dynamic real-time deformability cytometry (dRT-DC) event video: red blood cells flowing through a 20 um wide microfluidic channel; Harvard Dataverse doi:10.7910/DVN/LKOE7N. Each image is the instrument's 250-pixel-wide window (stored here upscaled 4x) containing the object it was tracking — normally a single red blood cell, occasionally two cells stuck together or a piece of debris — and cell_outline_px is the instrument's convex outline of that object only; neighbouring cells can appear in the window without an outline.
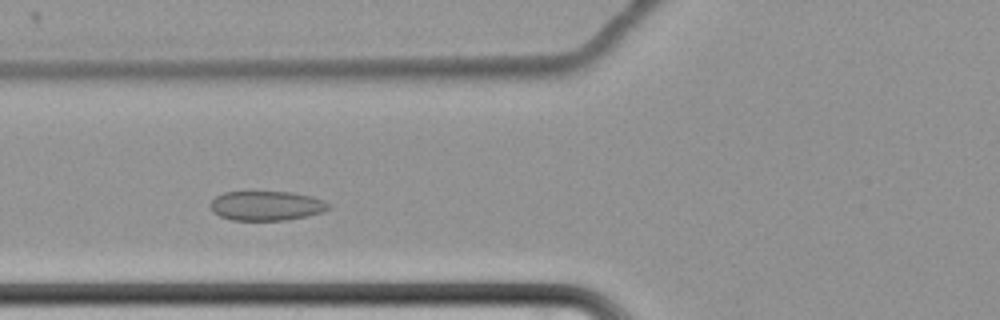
{"species": "common noctule bat (a hibernating species)", "species_latin": "Nyctalus noctula", "temperature_condition": "cold", "stored_images_in_passage": 53, "camera_frame_rate_fps": 3000, "um_per_image_px": 0.085, "animal": {"sex": "female", "body_mass_g": 22.7, "forearm_length_mm": 54.2}, "frame": {"image": 1, "passage_image": 16, "time_ms": 5.0, "image_size_px": [1000, 320], "cell_outline_px": [[332, 208], [324, 212], [308, 216], [284, 220], [232, 220], [220, 216], [212, 212], [208, 204], [216, 196], [224, 192], [292, 192], [312, 196], [324, 200], [332, 204]], "centroid_in_image_um": [22.68, 17.49], "position_along_channel_um": 103.1, "area_um2": 20.63}}
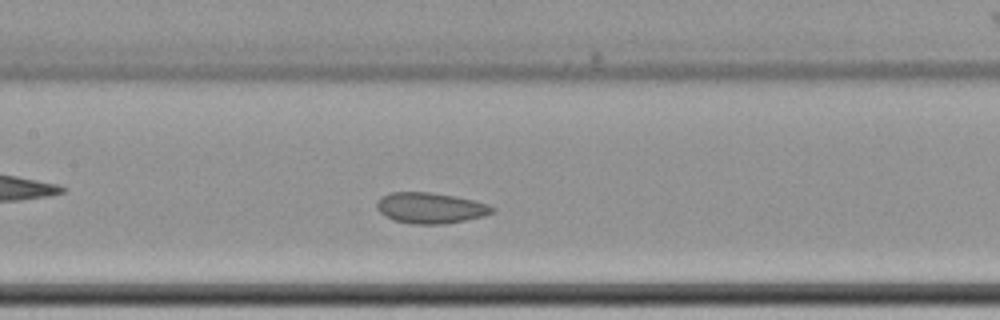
{"frame": {"image": 2, "passage_image": 22, "time_ms": 7.0, "image_size_px": [1000, 320], "cell_outline_px": [[496, 212], [484, 216], [444, 224], [408, 224], [384, 216], [376, 208], [376, 204], [380, 196], [392, 192], [432, 192], [472, 200], [488, 204], [496, 208]], "centroid_in_image_um": [36.58, 17.68], "position_along_channel_um": 170.8, "area_um2": 20.81}}
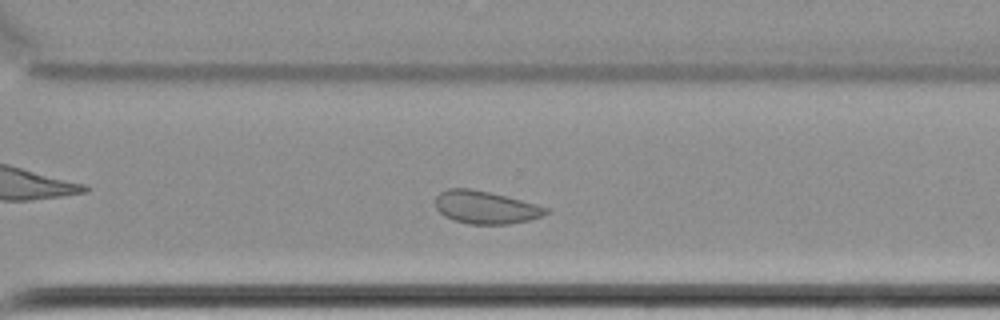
{"frame": {"image": 3, "passage_image": 36, "time_ms": 11.667, "image_size_px": [1000, 320], "cell_outline_px": [[552, 208], [548, 212], [540, 216], [528, 220], [508, 224], [468, 224], [444, 216], [436, 208], [436, 196], [440, 192], [448, 188], [468, 188], [488, 192]], "centroid_in_image_um": [41.26, 17.62], "position_along_channel_um": 329.3, "area_um2": 20.87}, "authors_computed_cell_mechanics": {"area_um2": 22.1952, "velocity_mm_per_s": 3.3875, "shape_relaxation_time_tau1_ms": null, "shape_relaxation_time_tau2_ms": 2.9761, "deformation_change_tau1": null, "deformation_change_tau2": 0.0563}}